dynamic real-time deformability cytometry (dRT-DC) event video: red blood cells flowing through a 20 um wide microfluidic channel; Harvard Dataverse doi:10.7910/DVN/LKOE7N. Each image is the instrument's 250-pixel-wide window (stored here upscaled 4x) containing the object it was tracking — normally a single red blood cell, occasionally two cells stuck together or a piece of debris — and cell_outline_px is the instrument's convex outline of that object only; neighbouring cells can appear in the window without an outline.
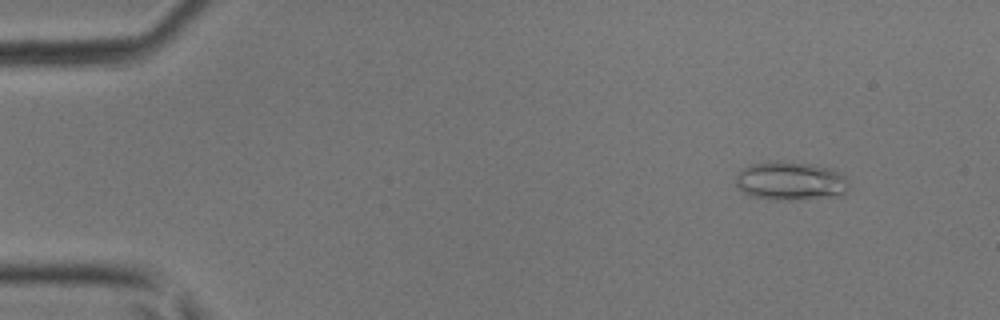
{"species": "common noctule bat (a hibernating species)", "species_latin": "Nyctalus noctula", "temperature_condition": "room temperature", "stored_images_in_passage": 46, "camera_frame_rate_fps": 3000, "um_per_image_px": 0.085, "animal": {"sex": "male", "body_mass_g": 17.9, "forearm_length_mm": 54.2}, "frame": {"image": 1, "passage_image": 5, "time_ms": 1.333, "image_size_px": [1000, 320], "cell_outline_px": [[848, 188], [844, 196], [792, 200], [768, 200], [752, 196], [744, 192], [736, 184], [736, 176], [744, 168], [752, 164], [768, 160], [776, 160], [812, 164], [832, 168], [844, 176], [848, 180]], "centroid_in_image_um": [67.23, 15.39], "position_along_channel_um": 17.8, "area_um2": 25.89}}
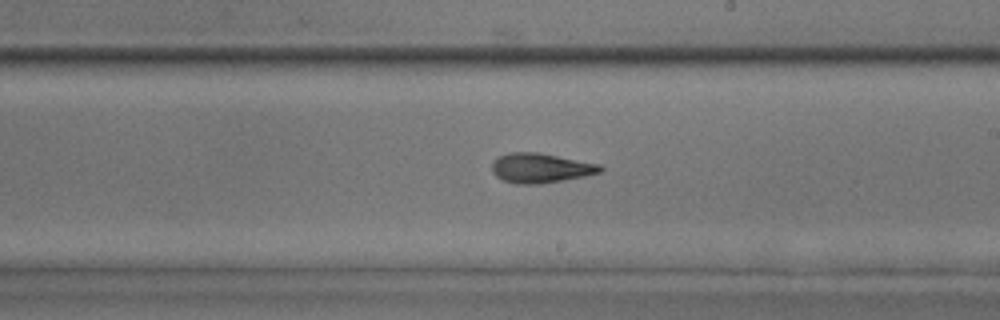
{"frame": {"image": 2, "passage_image": 27, "time_ms": 8.667, "image_size_px": [1000, 320], "cell_outline_px": [[604, 168], [600, 172], [584, 176], [564, 180], [540, 184], [516, 184], [504, 180], [496, 176], [492, 172], [492, 160], [496, 156], [508, 152], [540, 152], [600, 164]], "centroid_in_image_um": [45.92, 14.27], "position_along_channel_um": 243.1, "area_um2": 18.96}}
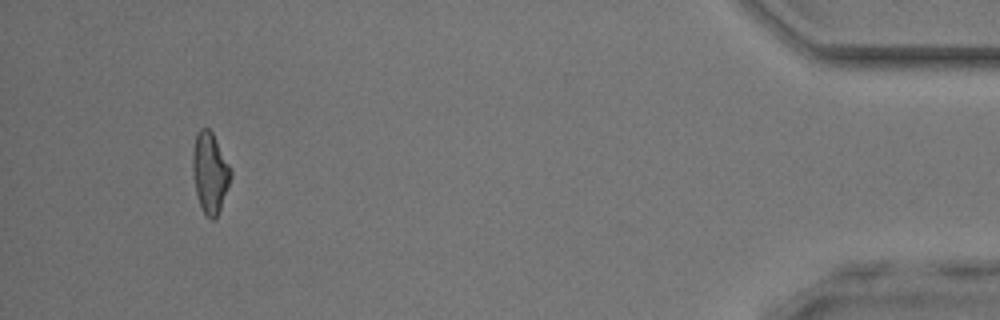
{"frame": {"image": 3, "passage_image": 43, "time_ms": 14.0, "image_size_px": [1000, 320], "cell_outline_px": [[232, 176], [216, 220], [212, 220], [204, 212], [200, 204], [196, 192], [192, 168], [192, 152], [196, 132], [200, 128], [208, 128], [212, 132], [232, 168]], "centroid_in_image_um": [17.86, 14.64], "position_along_channel_um": 417.3, "area_um2": 17.98}}